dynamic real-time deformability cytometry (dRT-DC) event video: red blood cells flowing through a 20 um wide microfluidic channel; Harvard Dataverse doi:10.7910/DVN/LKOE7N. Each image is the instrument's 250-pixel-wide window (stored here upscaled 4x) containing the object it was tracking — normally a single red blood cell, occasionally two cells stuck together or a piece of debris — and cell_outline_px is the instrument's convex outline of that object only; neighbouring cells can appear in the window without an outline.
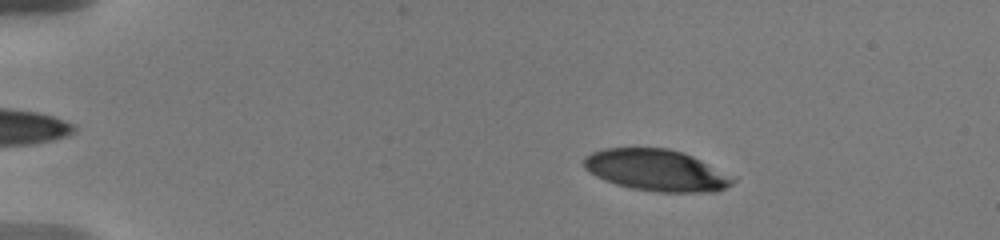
{"species": "human", "species_latin": "Homo sapiens", "temperature_condition": "warm", "stored_images_in_passage": 37, "camera_frame_rate_fps": 3000, "um_per_image_px": 0.085, "donor": {"sex": "male"}, "frame": {"image": 1, "passage_image": 7, "time_ms": 2.333, "image_size_px": [1000, 240], "cell_outline_px": [[736, 180], [732, 184], [716, 192], [656, 192], [632, 188], [616, 184], [604, 180], [588, 172], [584, 168], [584, 156], [592, 152], [604, 148], [668, 148], [684, 152], [736, 176]], "centroid_in_image_um": [55.83, 14.47], "position_along_channel_um": 29.2, "area_um2": 36.41}}
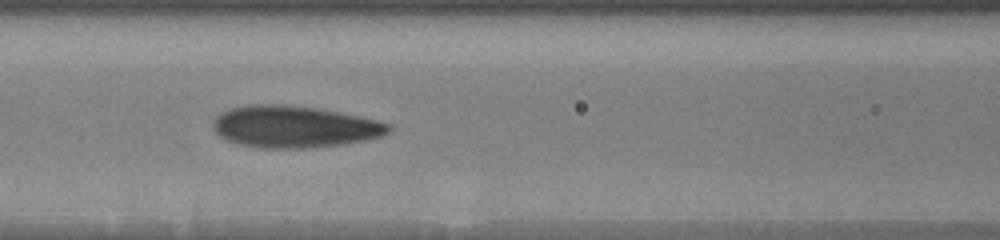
{"frame": {"image": 2, "passage_image": 25, "time_ms": 7.667, "image_size_px": [1000, 240], "cell_outline_px": [[392, 128], [388, 132], [380, 136], [364, 140], [340, 144], [308, 148], [260, 148], [240, 144], [228, 140], [220, 136], [212, 128], [212, 120], [220, 112], [228, 108], [248, 104], [280, 104], [316, 108], [360, 116], [376, 120], [388, 124]], "centroid_in_image_um": [24.94, 10.76], "position_along_channel_um": 141.7, "area_um2": 42.71}}
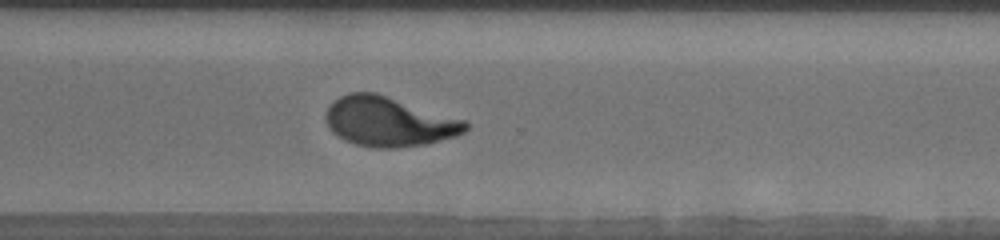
{"frame": {"image": 3, "passage_image": 37, "time_ms": 13.0, "image_size_px": [1000, 240], "cell_outline_px": [[468, 128], [464, 132], [456, 136], [424, 144], [396, 148], [372, 148], [356, 144], [332, 132], [328, 124], [328, 108], [340, 96], [352, 92], [376, 92], [464, 120], [468, 124]], "centroid_in_image_um": [33.08, 10.34], "position_along_channel_um": 337.5, "area_um2": 39.71}}